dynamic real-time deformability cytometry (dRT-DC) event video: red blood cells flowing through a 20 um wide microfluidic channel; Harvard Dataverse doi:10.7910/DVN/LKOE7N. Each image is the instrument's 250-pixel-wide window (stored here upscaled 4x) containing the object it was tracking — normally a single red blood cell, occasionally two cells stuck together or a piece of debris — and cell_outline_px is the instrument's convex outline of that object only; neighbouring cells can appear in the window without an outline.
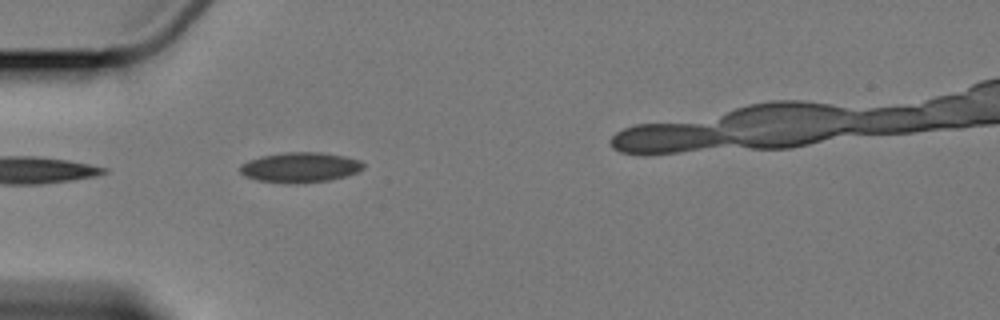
{"species": "Egyptian fruit bat (a non-hibernating species)", "species_latin": "Rousettus aegyptiacus", "temperature_condition": "cold", "stored_images_in_passage": 3, "camera_frame_rate_fps": 3000, "um_per_image_px": 0.085, "animal": {"sex": "female"}, "frame": {"image": 1, "passage_image": 1, "time_ms": 0.0, "image_size_px": [1000, 320], "cell_outline_px": [[364, 168], [356, 172], [344, 176], [328, 180], [296, 184], [288, 184], [256, 180], [244, 176], [240, 172], [240, 164], [248, 160], [260, 156], [284, 152], [320, 152], [344, 156], [360, 160], [364, 164]], "centroid_in_image_um": [25.46, 14.23], "position_along_channel_um": 59.5, "area_um2": 21.79}}